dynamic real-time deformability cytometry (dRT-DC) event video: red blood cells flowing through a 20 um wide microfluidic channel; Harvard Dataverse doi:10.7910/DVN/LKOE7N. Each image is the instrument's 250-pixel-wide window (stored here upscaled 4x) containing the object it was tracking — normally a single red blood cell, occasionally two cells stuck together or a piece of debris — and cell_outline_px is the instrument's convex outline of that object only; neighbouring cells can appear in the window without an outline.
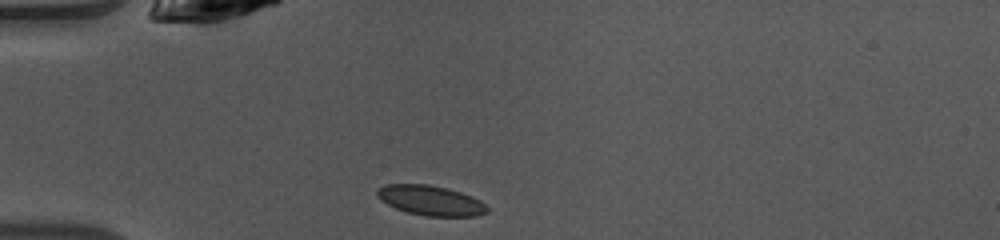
{"species": "common noctule bat (a hibernating species)", "species_latin": "Nyctalus noctula", "temperature_condition": "warm", "stored_images_in_passage": 36, "camera_frame_rate_fps": 3000, "um_per_image_px": 0.085, "animal": {"sex": "female", "body_mass_g": 10.0, "forearm_length_mm": 53.1}, "frame": {"image": 1, "passage_image": 1, "time_ms": 0.0, "image_size_px": [1000, 240], "cell_outline_px": [[488, 212], [476, 216], [424, 216], [408, 212], [396, 208], [380, 200], [376, 196], [376, 192], [384, 184], [428, 184], [448, 188], [472, 196], [480, 200], [488, 208]], "centroid_in_image_um": [36.6, 17.03], "position_along_channel_um": 48.4, "area_um2": 19.19}}
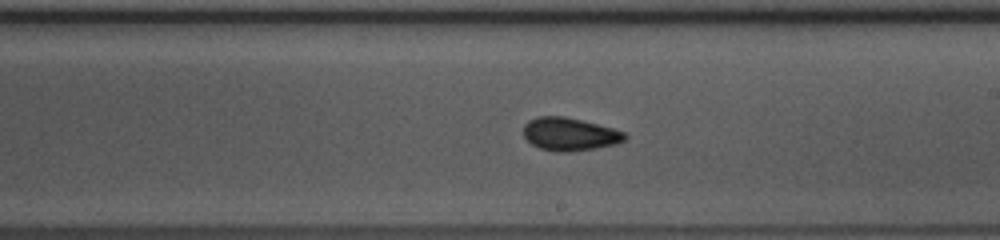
{"frame": {"image": 2, "passage_image": 16, "time_ms": 5.0, "image_size_px": [1000, 240], "cell_outline_px": [[628, 136], [624, 140], [616, 144], [596, 148], [568, 152], [556, 152], [540, 148], [532, 144], [524, 136], [524, 124], [528, 120], [536, 116], [564, 116], [612, 128], [624, 132]], "centroid_in_image_um": [48.4, 11.4], "position_along_channel_um": 240.6, "area_um2": 19.42}}
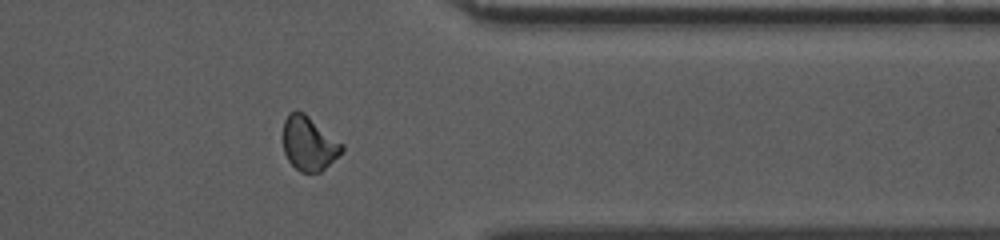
{"frame": {"image": 3, "passage_image": 27, "time_ms": 8.667, "image_size_px": [1000, 240], "cell_outline_px": [[344, 148], [320, 172], [300, 172], [288, 160], [284, 152], [284, 120], [288, 112], [304, 112], [344, 144]], "centroid_in_image_um": [26.25, 12.18], "position_along_channel_um": 385.2, "area_um2": 18.21}, "authors_computed_cell_mechanics": {"area_um2": 18.7561, "velocity_mm_per_s": 4.1383, "shape_relaxation_time_tau1_ms": 4.766, "shape_relaxation_time_tau2_ms": 1.2339, "deformation_change_tau1": 0.1057, "deformation_change_tau2": 0.0567}}